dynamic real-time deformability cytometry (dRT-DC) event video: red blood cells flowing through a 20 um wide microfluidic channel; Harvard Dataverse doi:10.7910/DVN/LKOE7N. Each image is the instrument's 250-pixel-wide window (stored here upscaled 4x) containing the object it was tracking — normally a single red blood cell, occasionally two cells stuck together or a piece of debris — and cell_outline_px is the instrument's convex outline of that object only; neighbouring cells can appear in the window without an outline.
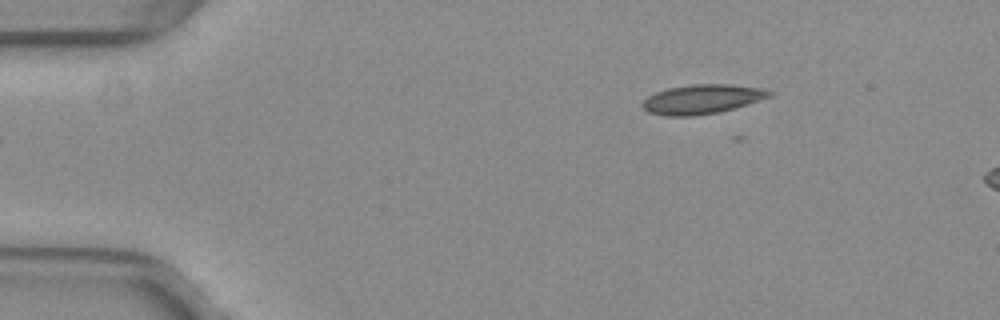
{"species": "common noctule bat (a hibernating species)", "species_latin": "Nyctalus noctula", "temperature_condition": "warm", "stored_images_in_passage": 4, "camera_frame_rate_fps": 3000, "um_per_image_px": 0.085, "animal": {"sex": "female", "body_mass_g": 29.2, "forearm_length_mm": 56.3}, "frame": {"image": 1, "passage_image": 1, "time_ms": 0.0, "image_size_px": [1000, 320], "cell_outline_px": [[772, 96], [748, 104], [720, 112], [692, 116], [664, 116], [648, 112], [640, 104], [648, 96], [656, 92], [668, 88], [692, 84], [728, 84], [764, 88], [772, 92]], "centroid_in_image_um": [59.68, 8.43], "position_along_channel_um": 25.3, "area_um2": 21.79}}